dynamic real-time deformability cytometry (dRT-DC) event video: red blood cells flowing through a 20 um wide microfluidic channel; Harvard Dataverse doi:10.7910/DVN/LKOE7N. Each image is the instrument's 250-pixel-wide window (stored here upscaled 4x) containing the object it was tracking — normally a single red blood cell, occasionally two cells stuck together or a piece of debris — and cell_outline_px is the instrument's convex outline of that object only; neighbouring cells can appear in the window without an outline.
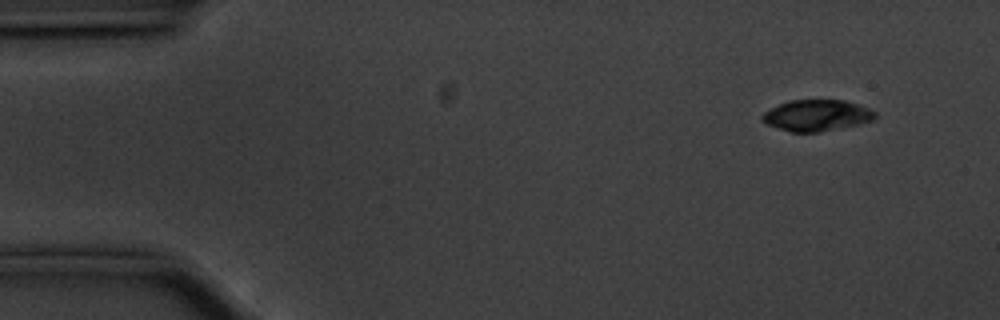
{"species": "common noctule bat (a hibernating species)", "species_latin": "Nyctalus noctula", "temperature_condition": "cold", "stored_images_in_passage": 52, "camera_frame_rate_fps": 3000, "um_per_image_px": 0.085, "animal": {"sex": "male", "body_mass_g": 20.1, "forearm_length_mm": 53.5}, "frame": {"image": 1, "passage_image": 1, "time_ms": 0.0, "image_size_px": [1000, 320], "cell_outline_px": [[876, 116], [872, 120], [860, 124], [820, 132], [792, 132], [768, 124], [760, 120], [760, 116], [764, 112], [788, 100], [844, 100], [868, 108], [876, 112]], "centroid_in_image_um": [69.42, 9.81], "position_along_channel_um": 15.6, "area_um2": 20.4}}
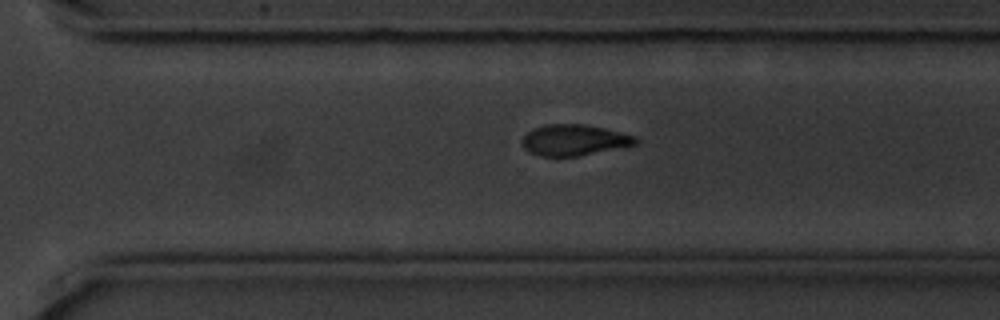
{"frame": {"image": 2, "passage_image": 35, "time_ms": 11.333, "image_size_px": [1000, 320], "cell_outline_px": [[640, 140], [636, 144], [576, 156], [540, 156], [528, 152], [524, 148], [520, 140], [532, 128], [544, 124], [584, 124], [604, 128], [636, 136]], "centroid_in_image_um": [48.76, 11.89], "position_along_channel_um": 321.8, "area_um2": 20.46}}
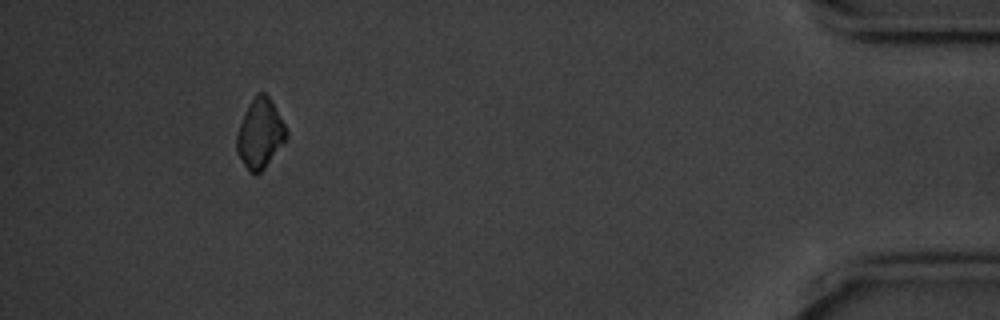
{"frame": {"image": 3, "passage_image": 48, "time_ms": 15.667, "image_size_px": [1000, 320], "cell_outline_px": [[288, 136], [264, 168], [260, 172], [248, 172], [236, 152], [236, 136], [240, 124], [248, 104], [256, 92], [264, 92], [268, 96], [284, 124], [288, 132]], "centroid_in_image_um": [22.08, 11.35], "position_along_channel_um": 413.1, "area_um2": 19.77}, "authors_computed_cell_mechanics": {"area_um2": 21.5305, "velocity_mm_per_s": 3.551, "shape_relaxation_time_tau1_ms": 3.4175, "shape_relaxation_time_tau2_ms": null, "deformation_change_tau1": 0.1066, "deformation_change_tau2": null}}